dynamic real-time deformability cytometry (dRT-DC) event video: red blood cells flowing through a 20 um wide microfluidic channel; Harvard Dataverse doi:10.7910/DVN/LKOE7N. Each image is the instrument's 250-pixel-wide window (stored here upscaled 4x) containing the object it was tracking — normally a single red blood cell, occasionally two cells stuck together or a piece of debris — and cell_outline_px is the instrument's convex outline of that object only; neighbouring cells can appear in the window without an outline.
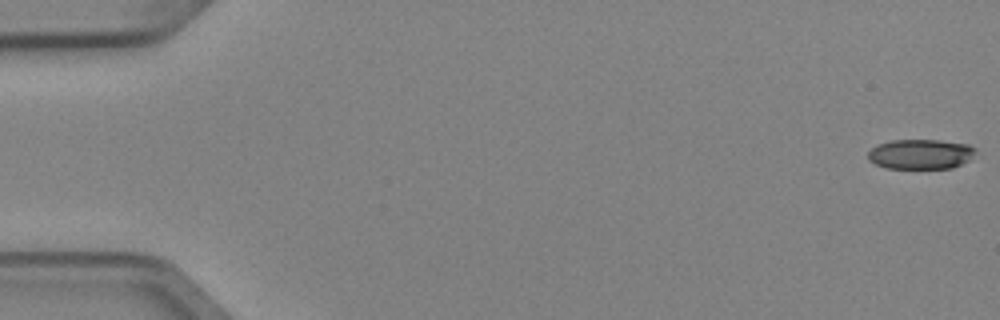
{"species": "Egyptian fruit bat (a non-hibernating species)", "species_latin": "Rousettus aegyptiacus", "temperature_condition": "cold", "stored_images_in_passage": 5, "segment_of_instrument_passage": [2, 2], "camera_frame_rate_fps": 3000, "um_per_image_px": 0.085, "animal": {"sex": "female"}, "frame": {"image": 1, "passage_image": 5, "time_ms": 1.333, "image_size_px": [1000, 320], "cell_outline_px": [[976, 148], [968, 160], [952, 168], [888, 168], [876, 164], [868, 160], [868, 152], [872, 148], [880, 144], [892, 140], [940, 140], [968, 144]], "centroid_in_image_um": [78.23, 13.09], "position_along_channel_um": 6.8, "area_um2": 18.5}}